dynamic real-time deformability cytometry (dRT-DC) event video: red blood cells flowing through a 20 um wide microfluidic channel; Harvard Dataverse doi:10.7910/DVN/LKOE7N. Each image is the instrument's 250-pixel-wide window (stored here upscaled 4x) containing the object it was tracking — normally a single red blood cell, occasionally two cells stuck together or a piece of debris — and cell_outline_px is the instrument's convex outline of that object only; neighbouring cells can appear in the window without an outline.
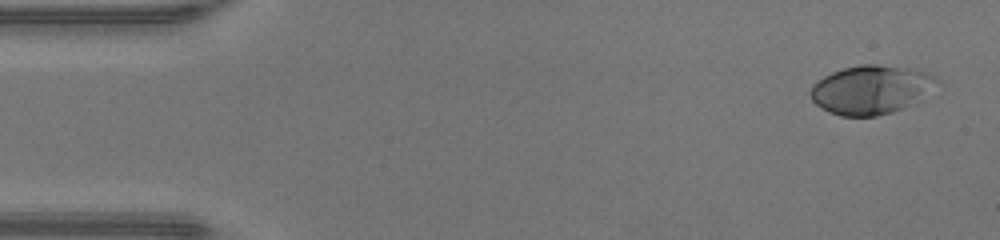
{"species": "human", "species_latin": "Homo sapiens", "temperature_condition": "warm", "stored_images_in_passage": 46, "camera_frame_rate_fps": 3000, "um_per_image_px": 0.085, "donor": {"sex": "male"}, "frame": {"image": 1, "passage_image": 1, "time_ms": 0.0, "image_size_px": [1000, 240], "cell_outline_px": [[940, 80], [924, 100], [916, 104], [892, 112], [876, 116], [840, 116], [828, 112], [816, 104], [812, 100], [808, 92], [812, 84], [816, 80], [832, 72], [844, 68], [860, 64], [876, 64], [916, 68], [936, 76]], "centroid_in_image_um": [74.08, 7.62], "position_along_channel_um": 10.9, "area_um2": 36.82}}
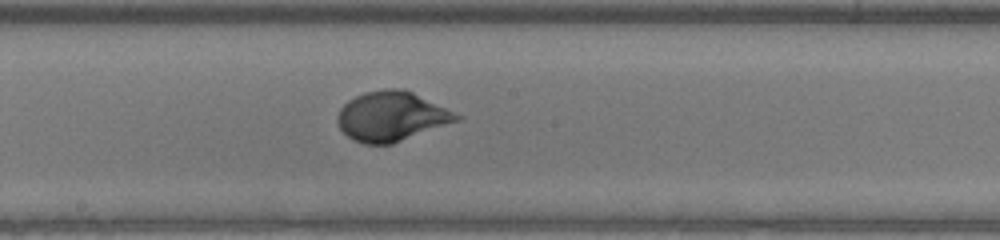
{"frame": {"image": 2, "passage_image": 24, "time_ms": 7.667, "image_size_px": [1000, 240], "cell_outline_px": [[464, 116], [460, 120], [392, 144], [364, 144], [352, 140], [340, 128], [336, 120], [336, 116], [340, 108], [348, 100], [364, 92], [384, 88], [404, 88]], "centroid_in_image_um": [33.27, 9.88], "position_along_channel_um": 214.9, "area_um2": 34.62}}
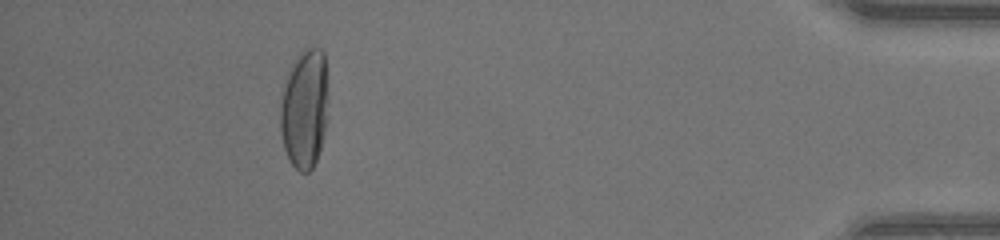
{"frame": {"image": 3, "passage_image": 42, "time_ms": 13.667, "image_size_px": [1000, 240], "cell_outline_px": [[328, 120], [324, 136], [316, 160], [312, 168], [308, 172], [300, 172], [292, 164], [284, 148], [280, 132], [280, 104], [288, 72], [292, 64], [300, 52], [304, 48], [320, 48], [324, 52], [328, 92]], "centroid_in_image_um": [25.91, 9.24], "position_along_channel_um": 409.3, "area_um2": 33.7}, "authors_computed_cell_mechanics": {"area_um2": 33.7263, "velocity_mm_per_s": 4.297, "shape_relaxation_time_tau1_ms": 3.9568, "shape_relaxation_time_tau2_ms": null, "deformation_change_tau1": 0.2492, "deformation_change_tau2": null}}